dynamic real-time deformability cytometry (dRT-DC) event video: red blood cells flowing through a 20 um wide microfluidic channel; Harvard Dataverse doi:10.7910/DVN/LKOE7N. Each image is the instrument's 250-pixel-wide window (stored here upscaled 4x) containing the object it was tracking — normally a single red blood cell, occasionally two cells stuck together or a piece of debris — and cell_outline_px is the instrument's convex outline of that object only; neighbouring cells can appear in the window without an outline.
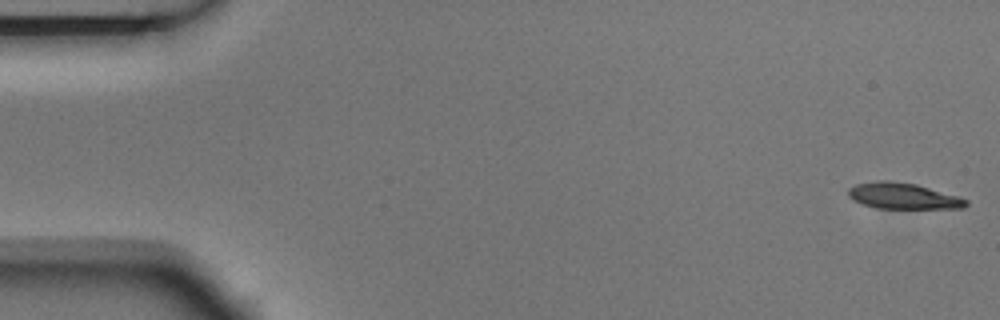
{"species": "Egyptian fruit bat (a non-hibernating species)", "species_latin": "Rousettus aegyptiacus", "temperature_condition": "room temperature", "stored_images_in_passage": 5, "camera_frame_rate_fps": 3000, "um_per_image_px": 0.085, "animal": {"sex": "male"}, "frame": {"image": 1, "passage_image": 1, "time_ms": 0.0, "image_size_px": [1000, 320], "cell_outline_px": [[968, 204], [964, 208], [876, 208], [852, 200], [848, 196], [848, 188], [856, 184], [880, 180], [888, 180], [916, 184], [956, 196], [968, 200]], "centroid_in_image_um": [76.72, 16.65], "position_along_channel_um": 8.3, "area_um2": 17.69}}
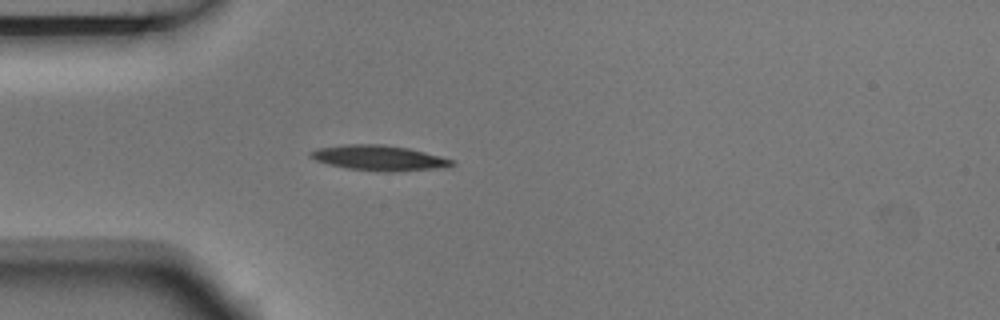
{"frame": {"image": 2, "passage_image": 5, "time_ms": 1.333, "image_size_px": [1000, 320], "cell_outline_px": [[456, 164], [448, 168], [392, 172], [376, 172], [344, 168], [328, 164], [316, 160], [308, 156], [308, 152], [316, 148], [344, 144], [384, 144], [408, 148], [456, 160]], "centroid_in_image_um": [32.24, 13.44], "position_along_channel_um": 52.8, "area_um2": 21.39}}